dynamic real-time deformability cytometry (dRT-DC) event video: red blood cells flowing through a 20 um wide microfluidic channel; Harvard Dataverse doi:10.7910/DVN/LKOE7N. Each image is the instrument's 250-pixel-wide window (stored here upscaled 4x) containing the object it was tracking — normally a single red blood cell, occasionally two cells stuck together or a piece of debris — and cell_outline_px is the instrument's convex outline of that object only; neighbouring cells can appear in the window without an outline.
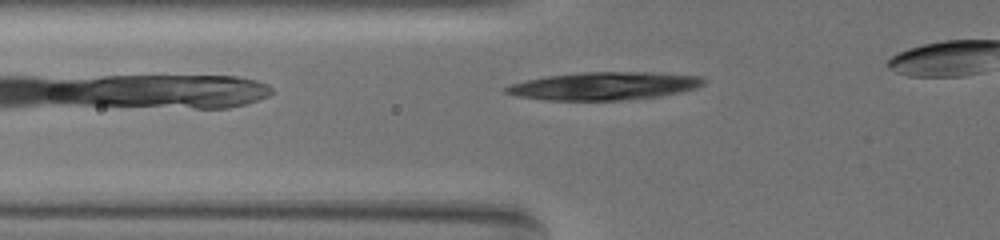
{"species": "common noctule bat (a hibernating species)", "species_latin": "Nyctalus noctula", "temperature_condition": "warm", "stored_images_in_passage": 35, "camera_frame_rate_fps": 3000, "um_per_image_px": 0.085, "animal": {"sex": "female", "body_mass_g": 19.5, "forearm_length_mm": 54.1}, "frame": {"image": 1, "passage_image": 2, "time_ms": 0.333, "image_size_px": [1000, 240], "cell_outline_px": [[704, 84], [692, 88], [660, 96], [624, 100], [544, 100], [520, 96], [504, 92], [504, 88], [512, 84], [528, 80], [548, 76], [580, 72], [652, 72], [696, 76], [704, 80]], "centroid_in_image_um": [51.31, 7.31], "position_along_channel_um": 74.5, "area_um2": 31.56}}